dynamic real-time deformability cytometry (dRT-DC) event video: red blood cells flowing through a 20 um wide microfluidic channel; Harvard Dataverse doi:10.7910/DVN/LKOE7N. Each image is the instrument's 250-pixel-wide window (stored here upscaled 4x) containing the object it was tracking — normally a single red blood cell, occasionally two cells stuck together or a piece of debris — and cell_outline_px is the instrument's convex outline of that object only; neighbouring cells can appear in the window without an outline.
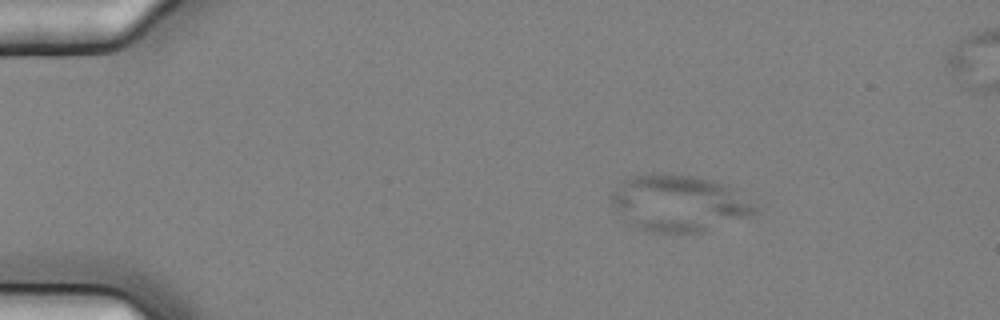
{"species": "common noctule bat (a hibernating species)", "species_latin": "Nyctalus noctula", "temperature_condition": "cold", "stored_images_in_passage": 5, "camera_frame_rate_fps": 3000, "um_per_image_px": 0.085, "animal": {"sex": "female", "body_mass_g": 25.1}, "frame": {"image": 1, "passage_image": 2, "time_ms": 0.333, "image_size_px": [1000, 320], "cell_outline_px": [[760, 212], [752, 216], [700, 232], [652, 232], [640, 228], [624, 220], [612, 204], [608, 196], [624, 180], [632, 176], [664, 172], [696, 176], [716, 180], [732, 188], [756, 208]], "centroid_in_image_um": [57.68, 17.25], "position_along_channel_um": 27.3, "area_um2": 47.11}}
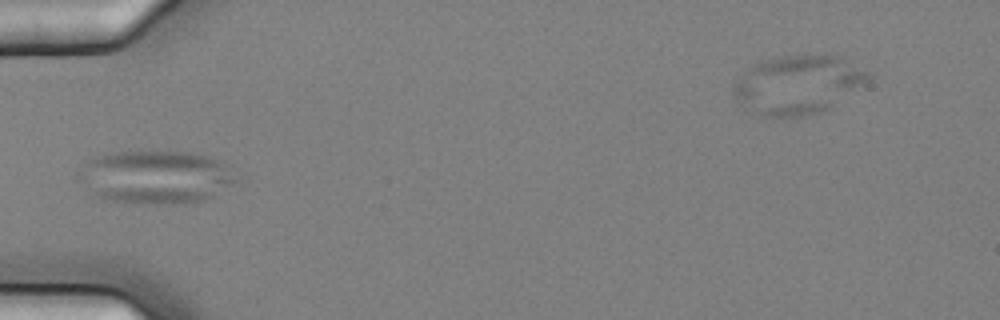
{"frame": {"image": 2, "passage_image": 5, "time_ms": 1.333, "image_size_px": [1000, 320], "cell_outline_px": [[236, 180], [232, 184], [212, 196], [204, 200], [188, 204], [144, 204], [104, 200], [80, 180], [76, 176], [76, 172], [88, 160], [100, 156], [116, 152], [188, 152], [204, 156], [216, 160], [232, 168]], "centroid_in_image_um": [13.23, 15.07], "position_along_channel_um": 71.8, "area_um2": 48.38}}